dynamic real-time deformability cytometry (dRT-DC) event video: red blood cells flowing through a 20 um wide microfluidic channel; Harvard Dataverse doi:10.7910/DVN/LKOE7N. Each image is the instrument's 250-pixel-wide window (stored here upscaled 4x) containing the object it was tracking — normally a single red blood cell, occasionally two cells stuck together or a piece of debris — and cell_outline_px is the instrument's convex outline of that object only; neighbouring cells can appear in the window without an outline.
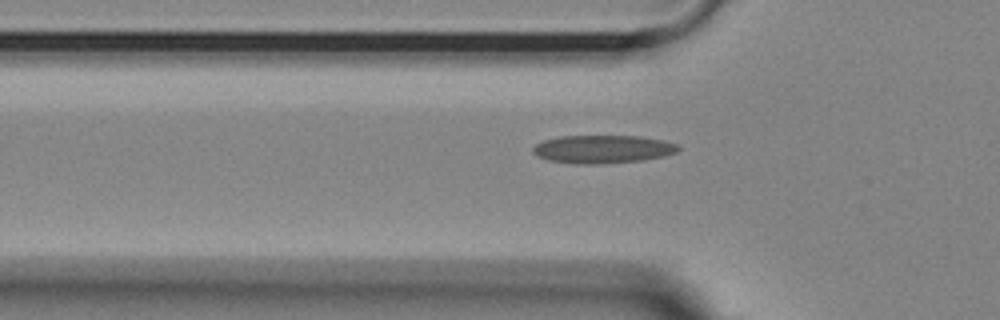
{"species": "Egyptian fruit bat (a non-hibernating species)", "species_latin": "Rousettus aegyptiacus", "temperature_condition": "room temperature", "stored_images_in_passage": 38, "camera_frame_rate_fps": 3000, "um_per_image_px": 0.085, "animal": {"sex": "female"}, "frame": {"image": 1, "passage_image": 6, "time_ms": 1.667, "image_size_px": [1000, 320], "cell_outline_px": [[680, 148], [676, 152], [664, 156], [644, 160], [600, 164], [584, 164], [548, 160], [536, 156], [532, 152], [532, 148], [536, 144], [544, 140], [560, 136], [640, 136], [664, 140], [680, 144]], "centroid_in_image_um": [51.26, 12.67], "position_along_channel_um": 74.5, "area_um2": 23.93}}
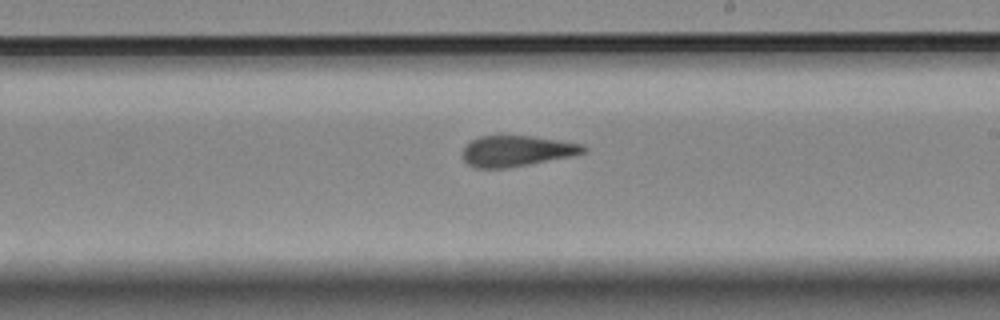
{"frame": {"image": 2, "passage_image": 20, "time_ms": 6.333, "image_size_px": [1000, 320], "cell_outline_px": [[588, 148], [584, 152], [572, 156], [508, 168], [476, 168], [468, 164], [464, 160], [464, 148], [472, 140], [480, 136], [532, 136], [584, 144]], "centroid_in_image_um": [43.95, 12.84], "position_along_channel_um": 245.0, "area_um2": 21.5}}
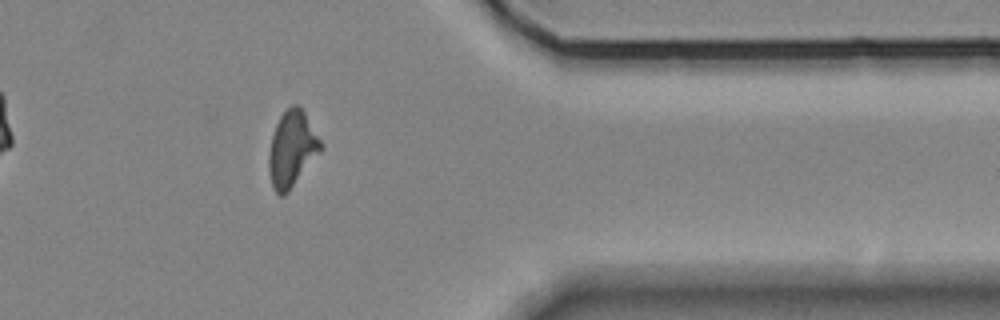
{"frame": {"image": 3, "passage_image": 33, "time_ms": 10.667, "image_size_px": [1000, 320], "cell_outline_px": [[324, 148], [288, 192], [284, 196], [280, 196], [276, 192], [272, 184], [268, 168], [268, 156], [272, 136], [276, 124], [280, 116], [292, 104], [296, 104], [304, 112], [320, 140]], "centroid_in_image_um": [24.81, 12.68], "position_along_channel_um": 386.6, "area_um2": 22.66}, "authors_computed_cell_mechanics": {"area_um2": 22.3975, "velocity_mm_per_s": 3.636, "shape_relaxation_time_tau1_ms": 7.4197, "shape_relaxation_time_tau2_ms": 2.3462, "deformation_change_tau1": 0.1889, "deformation_change_tau2": 0.1166}}